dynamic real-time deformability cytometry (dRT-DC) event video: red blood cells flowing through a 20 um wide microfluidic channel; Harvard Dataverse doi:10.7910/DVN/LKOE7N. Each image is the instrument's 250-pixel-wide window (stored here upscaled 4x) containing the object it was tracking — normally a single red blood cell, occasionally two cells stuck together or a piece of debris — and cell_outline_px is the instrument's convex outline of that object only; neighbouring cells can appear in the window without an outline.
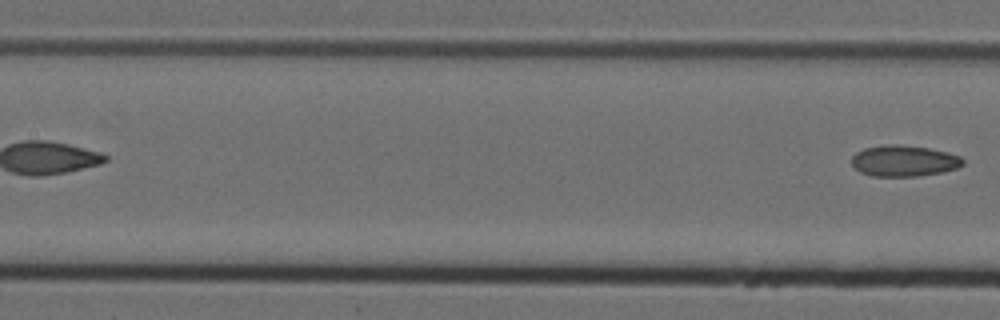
{"species": "Egyptian fruit bat (a non-hibernating species)", "species_latin": "Rousettus aegyptiacus", "temperature_condition": "cold", "stored_images_in_passage": 8, "segment_of_instrument_passage": [2, 2], "camera_frame_rate_fps": 3000, "um_per_image_px": 0.085, "animal": {"sex": "female"}, "frame": {"image": 1, "passage_image": 8, "time_ms": 2.333, "image_size_px": [1000, 320], "cell_outline_px": [[964, 164], [956, 168], [940, 172], [916, 176], [872, 176], [860, 172], [852, 164], [852, 156], [856, 152], [864, 148], [888, 144], [900, 144], [928, 148], [948, 152], [960, 156], [964, 160]], "centroid_in_image_um": [76.83, 13.66], "position_along_channel_um": 130.6, "area_um2": 20.11}}